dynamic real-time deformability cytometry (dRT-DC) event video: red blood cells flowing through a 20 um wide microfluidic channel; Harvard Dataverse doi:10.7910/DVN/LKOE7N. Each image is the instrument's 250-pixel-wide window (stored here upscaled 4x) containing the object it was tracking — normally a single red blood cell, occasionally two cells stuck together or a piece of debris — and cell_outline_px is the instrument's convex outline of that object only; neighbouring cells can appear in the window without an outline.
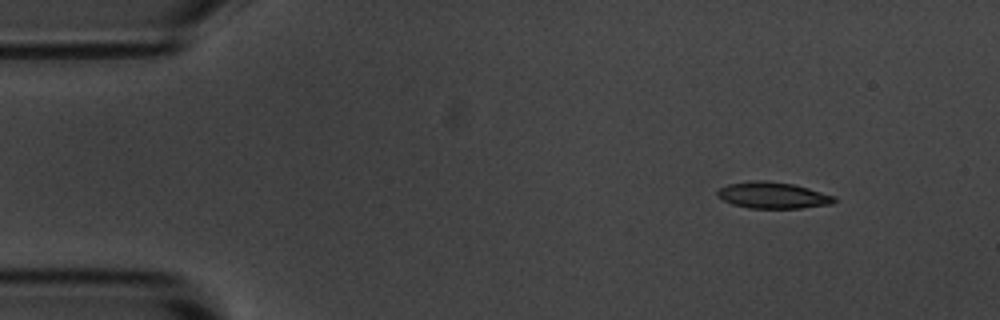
{"species": "common noctule bat (a hibernating species)", "species_latin": "Nyctalus noctula", "temperature_condition": "room temperature", "stored_images_in_passage": 5, "camera_frame_rate_fps": 3000, "um_per_image_px": 0.085, "animal": {"sex": "male", "body_mass_g": 20.1, "forearm_length_mm": 53.5}, "frame": {"image": 1, "passage_image": 1, "time_ms": 0.0, "image_size_px": [1000, 320], "cell_outline_px": [[836, 200], [832, 204], [800, 208], [748, 208], [732, 204], [716, 196], [716, 192], [720, 188], [728, 184], [752, 180], [768, 180], [792, 184], [808, 188], [836, 196]], "centroid_in_image_um": [65.68, 16.59], "position_along_channel_um": 19.3, "area_um2": 18.03}}
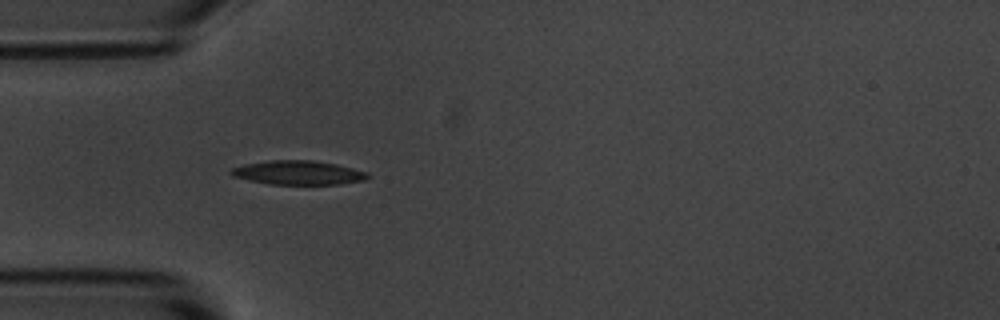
{"frame": {"image": 2, "passage_image": 4, "time_ms": 3.333, "image_size_px": [1000, 320], "cell_outline_px": [[368, 176], [364, 180], [340, 184], [268, 184], [232, 176], [228, 172], [232, 168], [244, 164], [272, 160], [312, 160], [336, 164], [368, 172]], "centroid_in_image_um": [25.32, 14.67], "position_along_channel_um": 59.7, "area_um2": 19.02}}